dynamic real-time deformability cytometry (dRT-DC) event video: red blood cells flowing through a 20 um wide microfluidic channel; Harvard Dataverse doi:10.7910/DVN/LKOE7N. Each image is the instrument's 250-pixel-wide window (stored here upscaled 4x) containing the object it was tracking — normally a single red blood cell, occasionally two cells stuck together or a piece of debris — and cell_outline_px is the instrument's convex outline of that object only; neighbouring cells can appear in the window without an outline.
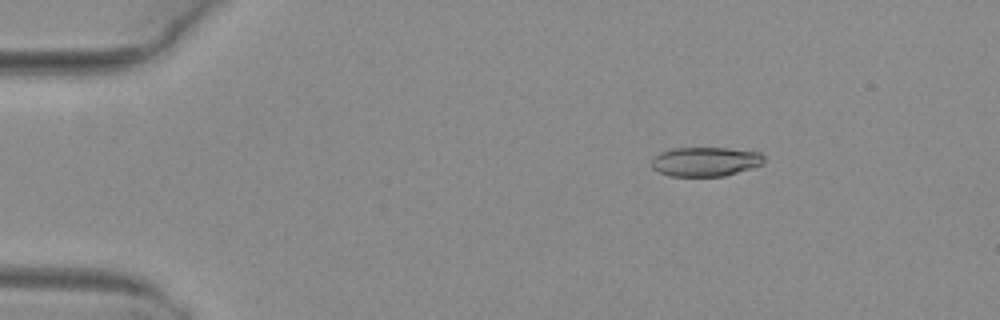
{"species": "common noctule bat (a hibernating species)", "species_latin": "Nyctalus noctula", "temperature_condition": "warm", "stored_images_in_passage": 5, "camera_frame_rate_fps": 3000, "um_per_image_px": 0.085, "animal": {"sex": "female", "body_mass_g": 29.2, "forearm_length_mm": 56.3}, "frame": {"image": 1, "passage_image": 2, "time_ms": 0.333, "image_size_px": [1000, 320], "cell_outline_px": [[764, 164], [724, 176], [672, 176], [660, 172], [652, 168], [652, 160], [660, 152], [672, 148], [728, 148], [760, 152], [764, 156]], "centroid_in_image_um": [59.98, 13.73], "position_along_channel_um": 25.0, "area_um2": 19.13}}